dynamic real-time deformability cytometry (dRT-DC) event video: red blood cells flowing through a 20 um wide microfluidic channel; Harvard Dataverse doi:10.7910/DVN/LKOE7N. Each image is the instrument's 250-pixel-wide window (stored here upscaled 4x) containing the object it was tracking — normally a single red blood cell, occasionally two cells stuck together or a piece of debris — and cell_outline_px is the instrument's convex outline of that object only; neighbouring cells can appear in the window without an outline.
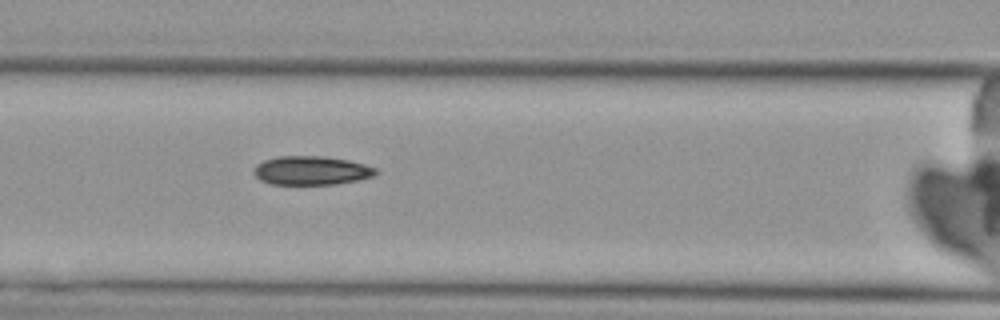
{"species": "Egyptian fruit bat (a non-hibernating species)", "species_latin": "Rousettus aegyptiacus", "temperature_condition": "cold", "stored_images_in_passage": 7, "camera_frame_rate_fps": 3000, "um_per_image_px": 0.085, "animal": {"sex": "female"}, "frame": {"image": 1, "passage_image": 7, "time_ms": 7.667, "image_size_px": [1000, 320], "cell_outline_px": [[380, 172], [372, 176], [360, 180], [336, 184], [268, 184], [260, 180], [252, 172], [252, 168], [256, 164], [264, 160], [276, 156], [324, 156], [348, 160], [364, 164], [376, 168]], "centroid_in_image_um": [26.44, 14.49], "position_along_channel_um": 140.2, "area_um2": 20.75}}